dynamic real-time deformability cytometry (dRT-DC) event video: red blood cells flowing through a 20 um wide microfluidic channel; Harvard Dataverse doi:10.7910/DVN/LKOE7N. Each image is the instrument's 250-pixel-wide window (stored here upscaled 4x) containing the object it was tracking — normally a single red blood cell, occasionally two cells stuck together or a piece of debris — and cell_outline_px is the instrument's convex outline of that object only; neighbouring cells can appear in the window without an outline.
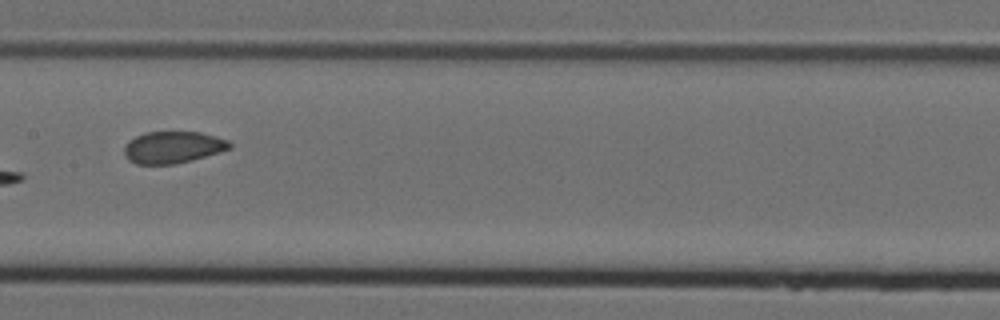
{"species": "Egyptian fruit bat (a non-hibernating species)", "species_latin": "Rousettus aegyptiacus", "temperature_condition": "cold", "stored_images_in_passage": 9, "camera_frame_rate_fps": 3000, "um_per_image_px": 0.085, "animal": {"sex": "female"}, "frame": {"image": 1, "passage_image": 7, "time_ms": 2.0, "image_size_px": [1000, 320], "cell_outline_px": [[232, 148], [220, 152], [192, 160], [176, 164], [136, 164], [128, 160], [124, 156], [124, 148], [128, 140], [144, 132], [200, 132], [216, 136], [228, 140], [232, 144]], "centroid_in_image_um": [14.69, 12.52], "position_along_channel_um": 192.7, "area_um2": 19.77}}
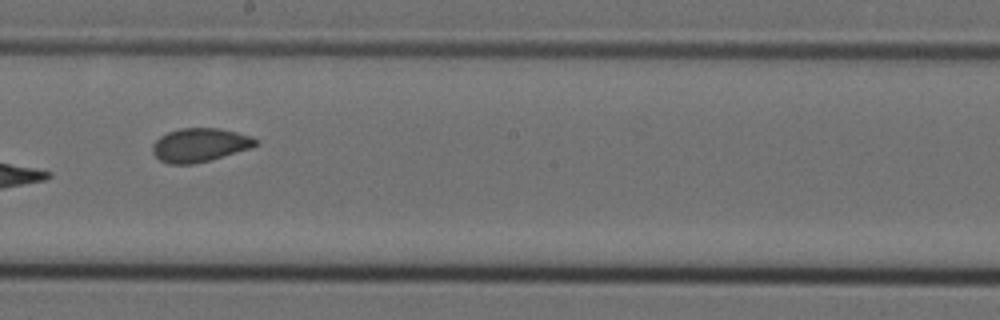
{"frame": {"image": 2, "passage_image": 8, "time_ms": 2.333, "image_size_px": [1000, 320], "cell_outline_px": [[260, 144], [252, 148], [208, 160], [192, 164], [168, 164], [160, 160], [152, 152], [152, 144], [160, 136], [168, 132], [180, 128], [220, 128], [252, 136]], "centroid_in_image_um": [16.98, 12.32], "position_along_channel_um": 231.2, "area_um2": 20.23}}
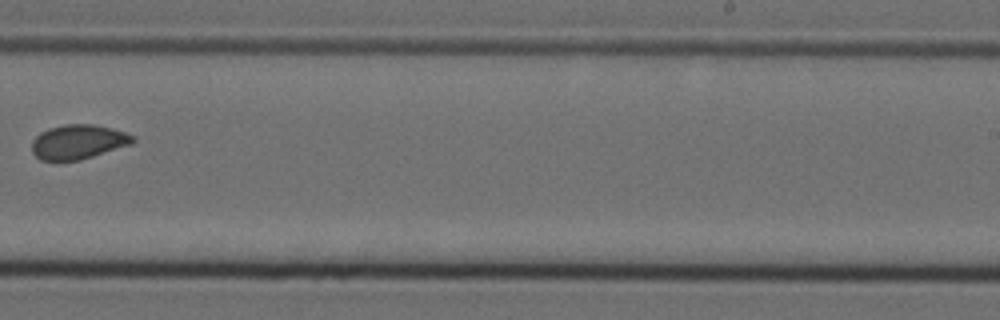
{"frame": {"image": 3, "passage_image": 9, "time_ms": 2.667, "image_size_px": [1000, 320], "cell_outline_px": [[136, 140], [132, 144], [80, 160], [40, 160], [32, 152], [32, 140], [40, 132], [48, 128], [64, 124], [92, 124], [112, 128], [136, 136]], "centroid_in_image_um": [6.65, 12.05], "position_along_channel_um": 282.3, "area_um2": 20.35}}